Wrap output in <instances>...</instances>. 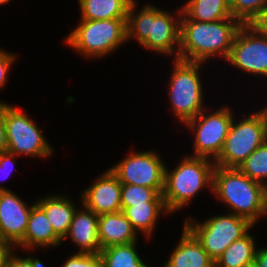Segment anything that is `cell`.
Segmentation results:
<instances>
[{"instance_id": "obj_3", "label": "cell", "mask_w": 267, "mask_h": 267, "mask_svg": "<svg viewBox=\"0 0 267 267\" xmlns=\"http://www.w3.org/2000/svg\"><path fill=\"white\" fill-rule=\"evenodd\" d=\"M212 192L229 213L246 218L253 225L267 216V188L238 168L215 165Z\"/></svg>"}, {"instance_id": "obj_14", "label": "cell", "mask_w": 267, "mask_h": 267, "mask_svg": "<svg viewBox=\"0 0 267 267\" xmlns=\"http://www.w3.org/2000/svg\"><path fill=\"white\" fill-rule=\"evenodd\" d=\"M31 208L13 190L0 191V236L15 247L24 237Z\"/></svg>"}, {"instance_id": "obj_18", "label": "cell", "mask_w": 267, "mask_h": 267, "mask_svg": "<svg viewBox=\"0 0 267 267\" xmlns=\"http://www.w3.org/2000/svg\"><path fill=\"white\" fill-rule=\"evenodd\" d=\"M98 236L101 250L139 240L137 232L122 211L99 215Z\"/></svg>"}, {"instance_id": "obj_15", "label": "cell", "mask_w": 267, "mask_h": 267, "mask_svg": "<svg viewBox=\"0 0 267 267\" xmlns=\"http://www.w3.org/2000/svg\"><path fill=\"white\" fill-rule=\"evenodd\" d=\"M81 206L74 212L69 231L62 243L69 238L77 249L79 247L77 253L99 254L101 250L98 236L99 216L83 204Z\"/></svg>"}, {"instance_id": "obj_26", "label": "cell", "mask_w": 267, "mask_h": 267, "mask_svg": "<svg viewBox=\"0 0 267 267\" xmlns=\"http://www.w3.org/2000/svg\"><path fill=\"white\" fill-rule=\"evenodd\" d=\"M145 202H164V199L162 193H159L154 188L122 184L121 211L126 207L145 204Z\"/></svg>"}, {"instance_id": "obj_20", "label": "cell", "mask_w": 267, "mask_h": 267, "mask_svg": "<svg viewBox=\"0 0 267 267\" xmlns=\"http://www.w3.org/2000/svg\"><path fill=\"white\" fill-rule=\"evenodd\" d=\"M122 212L137 234L143 233L142 235L147 237L146 239H151L153 236L154 230L158 226L159 217L162 214L170 213L164 202H145V204L126 207Z\"/></svg>"}, {"instance_id": "obj_8", "label": "cell", "mask_w": 267, "mask_h": 267, "mask_svg": "<svg viewBox=\"0 0 267 267\" xmlns=\"http://www.w3.org/2000/svg\"><path fill=\"white\" fill-rule=\"evenodd\" d=\"M190 217L185 218L184 226L196 237L214 262L231 243L254 226L246 218L228 212L211 216L201 222L191 215Z\"/></svg>"}, {"instance_id": "obj_11", "label": "cell", "mask_w": 267, "mask_h": 267, "mask_svg": "<svg viewBox=\"0 0 267 267\" xmlns=\"http://www.w3.org/2000/svg\"><path fill=\"white\" fill-rule=\"evenodd\" d=\"M166 164L157 151H133L110 167L122 184H132L163 192Z\"/></svg>"}, {"instance_id": "obj_19", "label": "cell", "mask_w": 267, "mask_h": 267, "mask_svg": "<svg viewBox=\"0 0 267 267\" xmlns=\"http://www.w3.org/2000/svg\"><path fill=\"white\" fill-rule=\"evenodd\" d=\"M34 202L44 210L54 232L63 240L69 231L77 205L67 194H49Z\"/></svg>"}, {"instance_id": "obj_23", "label": "cell", "mask_w": 267, "mask_h": 267, "mask_svg": "<svg viewBox=\"0 0 267 267\" xmlns=\"http://www.w3.org/2000/svg\"><path fill=\"white\" fill-rule=\"evenodd\" d=\"M249 231L231 243L215 262V267H242L255 260L257 251L254 235Z\"/></svg>"}, {"instance_id": "obj_28", "label": "cell", "mask_w": 267, "mask_h": 267, "mask_svg": "<svg viewBox=\"0 0 267 267\" xmlns=\"http://www.w3.org/2000/svg\"><path fill=\"white\" fill-rule=\"evenodd\" d=\"M62 267H102L100 254L76 253L63 262Z\"/></svg>"}, {"instance_id": "obj_21", "label": "cell", "mask_w": 267, "mask_h": 267, "mask_svg": "<svg viewBox=\"0 0 267 267\" xmlns=\"http://www.w3.org/2000/svg\"><path fill=\"white\" fill-rule=\"evenodd\" d=\"M180 20L197 22H214L232 17L229 0H187L181 5Z\"/></svg>"}, {"instance_id": "obj_38", "label": "cell", "mask_w": 267, "mask_h": 267, "mask_svg": "<svg viewBox=\"0 0 267 267\" xmlns=\"http://www.w3.org/2000/svg\"><path fill=\"white\" fill-rule=\"evenodd\" d=\"M11 0H0V5L10 3Z\"/></svg>"}, {"instance_id": "obj_39", "label": "cell", "mask_w": 267, "mask_h": 267, "mask_svg": "<svg viewBox=\"0 0 267 267\" xmlns=\"http://www.w3.org/2000/svg\"><path fill=\"white\" fill-rule=\"evenodd\" d=\"M264 112H265V114H266V117H267V105L266 106H264V107H262L261 108Z\"/></svg>"}, {"instance_id": "obj_25", "label": "cell", "mask_w": 267, "mask_h": 267, "mask_svg": "<svg viewBox=\"0 0 267 267\" xmlns=\"http://www.w3.org/2000/svg\"><path fill=\"white\" fill-rule=\"evenodd\" d=\"M238 169L267 188V141L253 151Z\"/></svg>"}, {"instance_id": "obj_30", "label": "cell", "mask_w": 267, "mask_h": 267, "mask_svg": "<svg viewBox=\"0 0 267 267\" xmlns=\"http://www.w3.org/2000/svg\"><path fill=\"white\" fill-rule=\"evenodd\" d=\"M16 156L13 153L8 151H4L0 153V182L8 179L11 173L14 170V165L16 162ZM9 188H5V186L0 185V191H8Z\"/></svg>"}, {"instance_id": "obj_5", "label": "cell", "mask_w": 267, "mask_h": 267, "mask_svg": "<svg viewBox=\"0 0 267 267\" xmlns=\"http://www.w3.org/2000/svg\"><path fill=\"white\" fill-rule=\"evenodd\" d=\"M127 19L86 20L65 38V44L88 59H102L127 43Z\"/></svg>"}, {"instance_id": "obj_4", "label": "cell", "mask_w": 267, "mask_h": 267, "mask_svg": "<svg viewBox=\"0 0 267 267\" xmlns=\"http://www.w3.org/2000/svg\"><path fill=\"white\" fill-rule=\"evenodd\" d=\"M213 160L205 157L184 156L171 171L165 168L162 196L172 214L183 209L205 188L212 192Z\"/></svg>"}, {"instance_id": "obj_1", "label": "cell", "mask_w": 267, "mask_h": 267, "mask_svg": "<svg viewBox=\"0 0 267 267\" xmlns=\"http://www.w3.org/2000/svg\"><path fill=\"white\" fill-rule=\"evenodd\" d=\"M137 4V0H133L128 9L127 42L135 38L142 48L177 59L180 47L181 7L177 8L175 15L152 3H147L138 10Z\"/></svg>"}, {"instance_id": "obj_33", "label": "cell", "mask_w": 267, "mask_h": 267, "mask_svg": "<svg viewBox=\"0 0 267 267\" xmlns=\"http://www.w3.org/2000/svg\"><path fill=\"white\" fill-rule=\"evenodd\" d=\"M251 25L261 34L267 36V8L251 22Z\"/></svg>"}, {"instance_id": "obj_31", "label": "cell", "mask_w": 267, "mask_h": 267, "mask_svg": "<svg viewBox=\"0 0 267 267\" xmlns=\"http://www.w3.org/2000/svg\"><path fill=\"white\" fill-rule=\"evenodd\" d=\"M14 251L8 261V267H45L44 262L38 258L27 255L26 257H21V255L15 254Z\"/></svg>"}, {"instance_id": "obj_7", "label": "cell", "mask_w": 267, "mask_h": 267, "mask_svg": "<svg viewBox=\"0 0 267 267\" xmlns=\"http://www.w3.org/2000/svg\"><path fill=\"white\" fill-rule=\"evenodd\" d=\"M233 119L216 166L238 168L248 156L267 141V117L262 109L244 118Z\"/></svg>"}, {"instance_id": "obj_9", "label": "cell", "mask_w": 267, "mask_h": 267, "mask_svg": "<svg viewBox=\"0 0 267 267\" xmlns=\"http://www.w3.org/2000/svg\"><path fill=\"white\" fill-rule=\"evenodd\" d=\"M20 106H12L4 102V124L6 132V151L16 156L32 158H47L53 154V147L43 136L35 120Z\"/></svg>"}, {"instance_id": "obj_6", "label": "cell", "mask_w": 267, "mask_h": 267, "mask_svg": "<svg viewBox=\"0 0 267 267\" xmlns=\"http://www.w3.org/2000/svg\"><path fill=\"white\" fill-rule=\"evenodd\" d=\"M172 61L173 69L169 77L170 81L167 83L168 102L176 121L185 124L206 109L200 76L204 63L178 58H173Z\"/></svg>"}, {"instance_id": "obj_37", "label": "cell", "mask_w": 267, "mask_h": 267, "mask_svg": "<svg viewBox=\"0 0 267 267\" xmlns=\"http://www.w3.org/2000/svg\"><path fill=\"white\" fill-rule=\"evenodd\" d=\"M135 267H149L148 263H145L144 260H142L138 265Z\"/></svg>"}, {"instance_id": "obj_36", "label": "cell", "mask_w": 267, "mask_h": 267, "mask_svg": "<svg viewBox=\"0 0 267 267\" xmlns=\"http://www.w3.org/2000/svg\"><path fill=\"white\" fill-rule=\"evenodd\" d=\"M242 267H258V265H257L256 261L254 260V261H252V262H250L248 264H245Z\"/></svg>"}, {"instance_id": "obj_12", "label": "cell", "mask_w": 267, "mask_h": 267, "mask_svg": "<svg viewBox=\"0 0 267 267\" xmlns=\"http://www.w3.org/2000/svg\"><path fill=\"white\" fill-rule=\"evenodd\" d=\"M226 62L249 76L267 79V36L251 24H243L238 30Z\"/></svg>"}, {"instance_id": "obj_17", "label": "cell", "mask_w": 267, "mask_h": 267, "mask_svg": "<svg viewBox=\"0 0 267 267\" xmlns=\"http://www.w3.org/2000/svg\"><path fill=\"white\" fill-rule=\"evenodd\" d=\"M178 244L162 267H215L201 243L183 225Z\"/></svg>"}, {"instance_id": "obj_32", "label": "cell", "mask_w": 267, "mask_h": 267, "mask_svg": "<svg viewBox=\"0 0 267 267\" xmlns=\"http://www.w3.org/2000/svg\"><path fill=\"white\" fill-rule=\"evenodd\" d=\"M14 251H16V247L9 240L0 236V267H8L9 258Z\"/></svg>"}, {"instance_id": "obj_34", "label": "cell", "mask_w": 267, "mask_h": 267, "mask_svg": "<svg viewBox=\"0 0 267 267\" xmlns=\"http://www.w3.org/2000/svg\"><path fill=\"white\" fill-rule=\"evenodd\" d=\"M7 141L4 124V101L0 102V153L6 151Z\"/></svg>"}, {"instance_id": "obj_10", "label": "cell", "mask_w": 267, "mask_h": 267, "mask_svg": "<svg viewBox=\"0 0 267 267\" xmlns=\"http://www.w3.org/2000/svg\"><path fill=\"white\" fill-rule=\"evenodd\" d=\"M207 108L199 113L195 118L184 124L194 136L192 157H205L215 160L223 148L224 141L229 133L235 113L231 107L223 105L212 110ZM234 115V116H233Z\"/></svg>"}, {"instance_id": "obj_29", "label": "cell", "mask_w": 267, "mask_h": 267, "mask_svg": "<svg viewBox=\"0 0 267 267\" xmlns=\"http://www.w3.org/2000/svg\"><path fill=\"white\" fill-rule=\"evenodd\" d=\"M17 54L12 52H7L5 49H0V89L2 90L5 85L7 84V81H9L7 78H9L8 74L10 72V69L12 68V65L15 64V61L17 59ZM2 102V100H0Z\"/></svg>"}, {"instance_id": "obj_22", "label": "cell", "mask_w": 267, "mask_h": 267, "mask_svg": "<svg viewBox=\"0 0 267 267\" xmlns=\"http://www.w3.org/2000/svg\"><path fill=\"white\" fill-rule=\"evenodd\" d=\"M133 0H78L80 19H127Z\"/></svg>"}, {"instance_id": "obj_2", "label": "cell", "mask_w": 267, "mask_h": 267, "mask_svg": "<svg viewBox=\"0 0 267 267\" xmlns=\"http://www.w3.org/2000/svg\"><path fill=\"white\" fill-rule=\"evenodd\" d=\"M242 25L238 19L214 22L180 20L178 59L206 64L210 58L213 60L218 56L226 61Z\"/></svg>"}, {"instance_id": "obj_16", "label": "cell", "mask_w": 267, "mask_h": 267, "mask_svg": "<svg viewBox=\"0 0 267 267\" xmlns=\"http://www.w3.org/2000/svg\"><path fill=\"white\" fill-rule=\"evenodd\" d=\"M62 244V239L54 232L44 210L35 202L32 204L28 225L22 241L16 246L26 251L52 248Z\"/></svg>"}, {"instance_id": "obj_27", "label": "cell", "mask_w": 267, "mask_h": 267, "mask_svg": "<svg viewBox=\"0 0 267 267\" xmlns=\"http://www.w3.org/2000/svg\"><path fill=\"white\" fill-rule=\"evenodd\" d=\"M232 17L243 24L251 22L267 8V0H229Z\"/></svg>"}, {"instance_id": "obj_13", "label": "cell", "mask_w": 267, "mask_h": 267, "mask_svg": "<svg viewBox=\"0 0 267 267\" xmlns=\"http://www.w3.org/2000/svg\"><path fill=\"white\" fill-rule=\"evenodd\" d=\"M90 185L79 195L81 204L98 216L121 211L122 183L110 168Z\"/></svg>"}, {"instance_id": "obj_35", "label": "cell", "mask_w": 267, "mask_h": 267, "mask_svg": "<svg viewBox=\"0 0 267 267\" xmlns=\"http://www.w3.org/2000/svg\"><path fill=\"white\" fill-rule=\"evenodd\" d=\"M255 261L258 265V267H267V247L264 246V248H257L256 254H255Z\"/></svg>"}, {"instance_id": "obj_24", "label": "cell", "mask_w": 267, "mask_h": 267, "mask_svg": "<svg viewBox=\"0 0 267 267\" xmlns=\"http://www.w3.org/2000/svg\"><path fill=\"white\" fill-rule=\"evenodd\" d=\"M133 242L123 245H114L100 250L102 267H135L143 259L140 257L137 245Z\"/></svg>"}]
</instances>
